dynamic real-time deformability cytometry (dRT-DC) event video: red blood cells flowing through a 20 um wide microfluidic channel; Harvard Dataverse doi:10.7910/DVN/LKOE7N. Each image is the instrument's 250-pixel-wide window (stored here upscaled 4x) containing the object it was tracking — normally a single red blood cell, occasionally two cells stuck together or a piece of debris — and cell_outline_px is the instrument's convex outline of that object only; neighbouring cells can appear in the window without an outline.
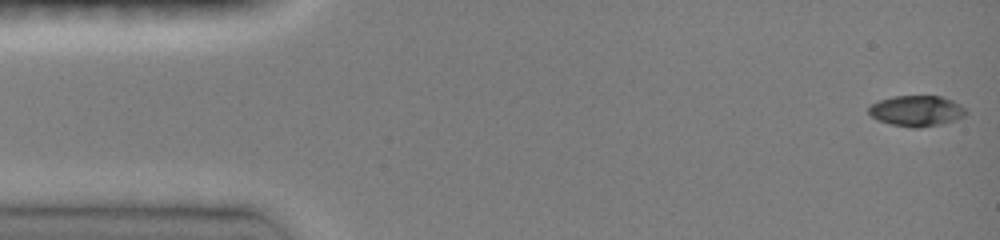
{"species": "common noctule bat (a hibernating species)", "species_latin": "Nyctalus noctula", "temperature_condition": "room temperature", "stored_images_in_passage": 49, "camera_frame_rate_fps": 3000, "um_per_image_px": 0.085, "animal": {"sex": "female", "body_mass_g": 19.0, "forearm_length_mm": 51.5}, "frame": {"image": 1, "passage_image": 1, "time_ms": 0.0, "image_size_px": [1000, 240], "cell_outline_px": [[968, 112], [964, 116], [956, 120], [940, 124], [920, 128], [912, 128], [892, 124], [880, 120], [872, 116], [868, 112], [868, 108], [872, 104], [880, 100], [892, 96], [940, 96], [952, 100], [960, 104]], "centroid_in_image_um": [77.93, 9.42], "position_along_channel_um": 7.1, "area_um2": 17.34}}
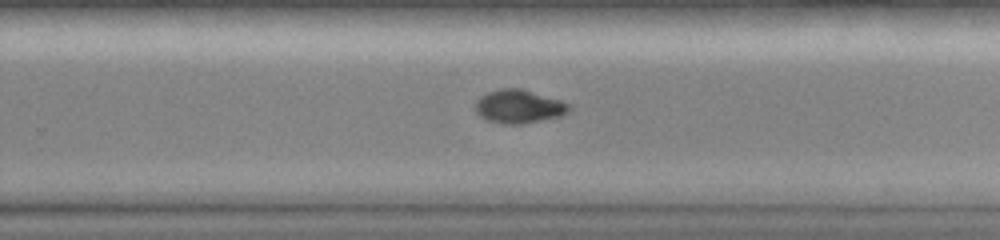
{"frame": {"image": 2, "passage_image": 43, "time_ms": 9.667, "image_size_px": [1000, 240], "cell_outline_px": [[572, 108], [568, 112], [560, 116], [524, 124], [504, 124], [488, 120], [480, 116], [476, 112], [476, 100], [480, 96], [488, 92], [500, 88], [520, 88], [560, 100], [572, 104]], "centroid_in_image_um": [44.12, 9.05], "position_along_channel_um": 285.7, "area_um2": 18.32}}
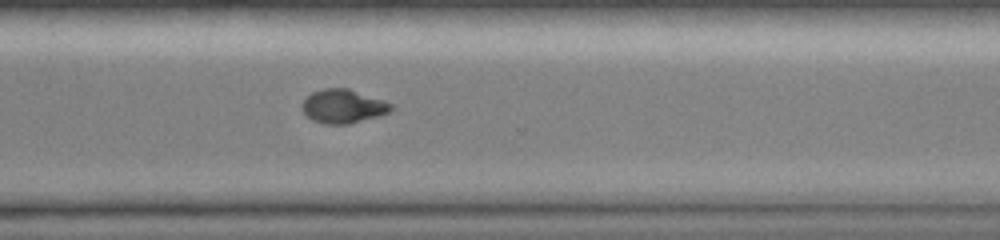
{"frame": {"image": 3, "passage_image": 49, "time_ms": 11.0, "image_size_px": [1000, 240], "cell_outline_px": [[392, 108], [388, 112], [380, 116], [348, 124], [324, 124], [312, 120], [300, 108], [300, 104], [312, 92], [324, 88], [348, 88], [384, 100], [392, 104]], "centroid_in_image_um": [29.15, 9.03], "position_along_channel_um": 341.5, "area_um2": 17.57}}